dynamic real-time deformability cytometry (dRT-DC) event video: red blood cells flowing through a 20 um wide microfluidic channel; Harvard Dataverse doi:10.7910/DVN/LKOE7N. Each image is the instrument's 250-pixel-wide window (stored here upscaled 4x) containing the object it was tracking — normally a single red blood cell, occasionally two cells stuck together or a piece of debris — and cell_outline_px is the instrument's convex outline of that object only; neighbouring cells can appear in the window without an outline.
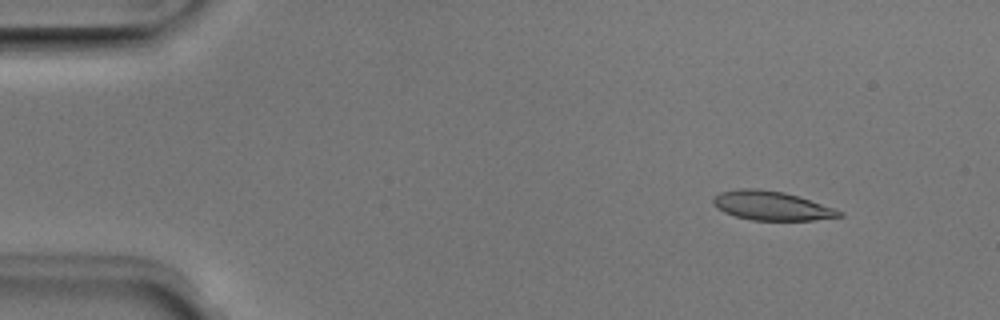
{"species": "Egyptian fruit bat (a non-hibernating species)", "species_latin": "Rousettus aegyptiacus", "temperature_condition": "room temperature", "stored_images_in_passage": 46, "camera_frame_rate_fps": 3000, "um_per_image_px": 0.085, "animal": {"sex": "male"}, "frame": {"image": 1, "passage_image": 1, "time_ms": 0.0, "image_size_px": [1000, 320], "cell_outline_px": [[844, 216], [812, 220], [752, 220], [736, 216], [724, 212], [716, 208], [712, 200], [712, 196], [720, 192], [740, 188], [756, 188], [784, 192], [844, 212]], "centroid_in_image_um": [65.52, 17.48], "position_along_channel_um": 19.5, "area_um2": 21.15}}
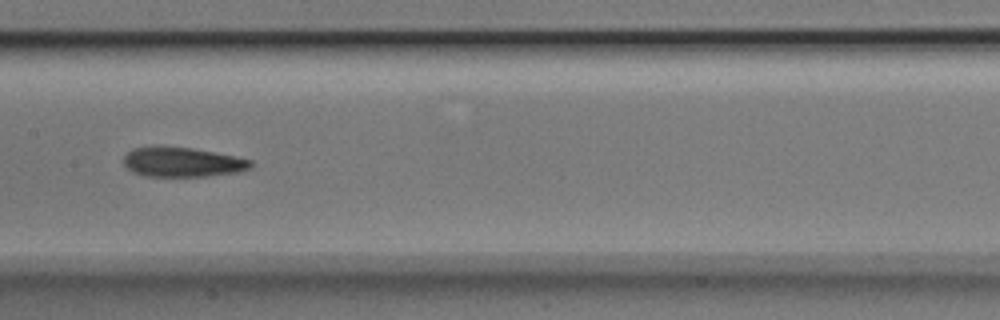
{"frame": {"image": 2, "passage_image": 21, "time_ms": 6.667, "image_size_px": [1000, 320], "cell_outline_px": [[252, 168], [236, 172], [208, 176], [144, 176], [132, 172], [124, 164], [124, 156], [132, 148], [192, 148], [236, 156], [252, 160]], "centroid_in_image_um": [15.54, 13.8], "position_along_channel_um": 191.9, "area_um2": 21.5}}
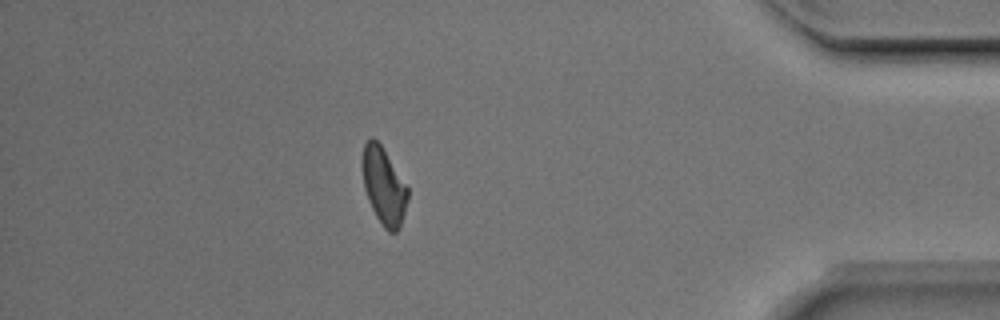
{"frame": {"image": 3, "passage_image": 40, "time_ms": 13.0, "image_size_px": [1000, 320], "cell_outline_px": [[408, 200], [400, 228], [396, 232], [388, 232], [384, 228], [376, 216], [368, 200], [364, 188], [360, 164], [364, 144], [372, 136], [380, 144], [408, 188]], "centroid_in_image_um": [32.59, 15.82], "position_along_channel_um": 402.6, "area_um2": 20.4}, "authors_computed_cell_mechanics": {"area_um2": 21.964, "velocity_mm_per_s": 3.9761, "shape_relaxation_time_tau1_ms": 9.0808, "shape_relaxation_time_tau2_ms": 4.7118, "deformation_change_tau1": 0.203, "deformation_change_tau2": 0.1265}}